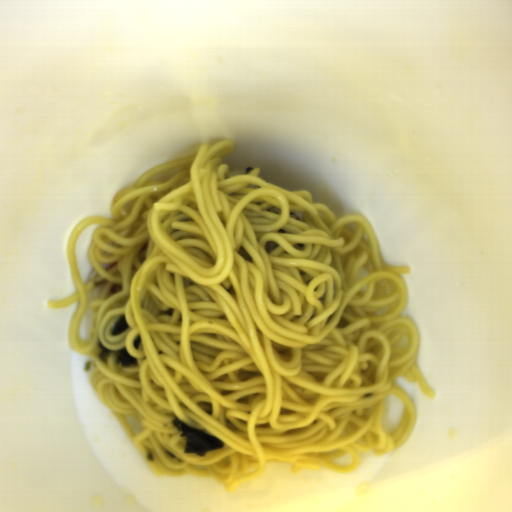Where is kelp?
I'll list each match as a JSON object with an SVG mask.
<instances>
[{
	"label": "kelp",
	"instance_id": "kelp-1",
	"mask_svg": "<svg viewBox=\"0 0 512 512\" xmlns=\"http://www.w3.org/2000/svg\"><path fill=\"white\" fill-rule=\"evenodd\" d=\"M175 427L180 430L181 437H186V446L184 452L195 453L199 457L206 456L208 451L221 449L224 442L218 438L205 433L202 430L193 428L182 422L178 417L172 420Z\"/></svg>",
	"mask_w": 512,
	"mask_h": 512
},
{
	"label": "kelp",
	"instance_id": "kelp-2",
	"mask_svg": "<svg viewBox=\"0 0 512 512\" xmlns=\"http://www.w3.org/2000/svg\"><path fill=\"white\" fill-rule=\"evenodd\" d=\"M115 362L121 363L122 367H132L136 365L137 360L135 357H133L128 350L125 348L120 349L117 351L115 356Z\"/></svg>",
	"mask_w": 512,
	"mask_h": 512
},
{
	"label": "kelp",
	"instance_id": "kelp-3",
	"mask_svg": "<svg viewBox=\"0 0 512 512\" xmlns=\"http://www.w3.org/2000/svg\"><path fill=\"white\" fill-rule=\"evenodd\" d=\"M129 328L128 322L126 320L125 315H121L115 326L112 329V335L118 336L121 335Z\"/></svg>",
	"mask_w": 512,
	"mask_h": 512
},
{
	"label": "kelp",
	"instance_id": "kelp-4",
	"mask_svg": "<svg viewBox=\"0 0 512 512\" xmlns=\"http://www.w3.org/2000/svg\"><path fill=\"white\" fill-rule=\"evenodd\" d=\"M98 346L101 350L98 357L102 362H106L107 356H110L111 353L107 348L103 346L102 342H98Z\"/></svg>",
	"mask_w": 512,
	"mask_h": 512
},
{
	"label": "kelp",
	"instance_id": "kelp-5",
	"mask_svg": "<svg viewBox=\"0 0 512 512\" xmlns=\"http://www.w3.org/2000/svg\"><path fill=\"white\" fill-rule=\"evenodd\" d=\"M140 344H141V337H140V335H138L134 339L133 346L137 350V349H139Z\"/></svg>",
	"mask_w": 512,
	"mask_h": 512
},
{
	"label": "kelp",
	"instance_id": "kelp-6",
	"mask_svg": "<svg viewBox=\"0 0 512 512\" xmlns=\"http://www.w3.org/2000/svg\"><path fill=\"white\" fill-rule=\"evenodd\" d=\"M255 168H252V167H248L246 168L245 170V174H249V173H252L254 171Z\"/></svg>",
	"mask_w": 512,
	"mask_h": 512
}]
</instances>
